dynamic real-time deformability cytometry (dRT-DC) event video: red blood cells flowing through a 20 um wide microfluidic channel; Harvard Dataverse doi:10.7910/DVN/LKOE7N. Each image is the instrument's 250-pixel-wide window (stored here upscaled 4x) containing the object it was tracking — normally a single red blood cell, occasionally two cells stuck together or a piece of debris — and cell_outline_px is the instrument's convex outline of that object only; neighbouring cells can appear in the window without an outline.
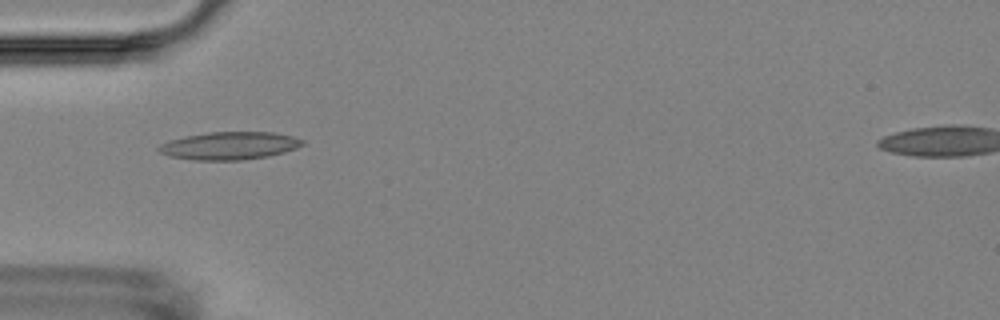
{"species": "Egyptian fruit bat (a non-hibernating species)", "species_latin": "Rousettus aegyptiacus", "temperature_condition": "room temperature", "stored_images_in_passage": 7, "camera_frame_rate_fps": 3000, "um_per_image_px": 0.085, "animal": {"sex": "female"}, "frame": {"image": 1, "passage_image": 5, "time_ms": 4.667, "image_size_px": [1000, 320], "cell_outline_px": [[304, 144], [296, 148], [284, 152], [268, 156], [240, 160], [196, 160], [168, 156], [160, 152], [156, 148], [160, 144], [168, 140], [184, 136], [208, 132], [276, 132], [292, 136], [304, 140]], "centroid_in_image_um": [19.48, 12.38], "position_along_channel_um": 65.5, "area_um2": 23.35}}